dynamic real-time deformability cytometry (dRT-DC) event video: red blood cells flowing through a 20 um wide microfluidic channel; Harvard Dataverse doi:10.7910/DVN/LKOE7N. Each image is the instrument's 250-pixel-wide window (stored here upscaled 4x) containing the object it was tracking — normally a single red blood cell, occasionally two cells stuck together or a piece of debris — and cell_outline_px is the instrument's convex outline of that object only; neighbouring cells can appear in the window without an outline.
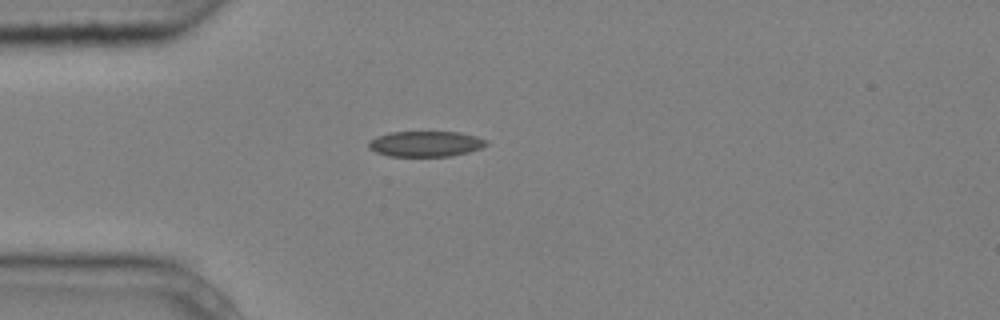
{"species": "common noctule bat (a hibernating species)", "species_latin": "Nyctalus noctula", "temperature_condition": "cold", "stored_images_in_passage": 2, "camera_frame_rate_fps": 3000, "um_per_image_px": 0.085, "animal": {"sex": "male", "body_mass_g": 20.4}, "frame": {"image": 1, "passage_image": 1, "time_ms": 0.0, "image_size_px": [1000, 320], "cell_outline_px": [[488, 144], [480, 148], [468, 152], [452, 156], [388, 156], [376, 152], [368, 148], [368, 144], [376, 136], [388, 132], [460, 132], [476, 136], [488, 140]], "centroid_in_image_um": [36.18, 12.22], "position_along_channel_um": 48.8, "area_um2": 17.57}}